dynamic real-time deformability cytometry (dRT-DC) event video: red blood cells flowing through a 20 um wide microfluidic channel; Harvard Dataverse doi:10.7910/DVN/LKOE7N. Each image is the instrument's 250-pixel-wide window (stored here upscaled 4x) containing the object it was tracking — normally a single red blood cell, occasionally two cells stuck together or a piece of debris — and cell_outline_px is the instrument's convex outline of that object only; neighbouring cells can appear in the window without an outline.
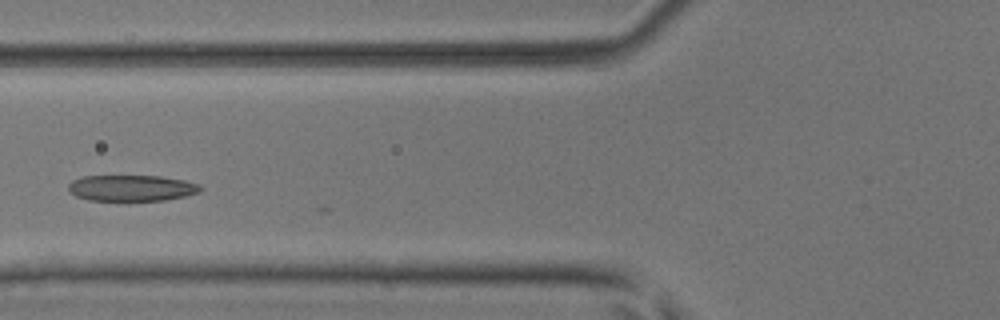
{"species": "common noctule bat (a hibernating species)", "species_latin": "Nyctalus noctula", "temperature_condition": "room temperature", "stored_images_in_passage": 4, "camera_frame_rate_fps": 3000, "um_per_image_px": 0.085, "animal": {"sex": "male", "body_mass_g": 17.9, "forearm_length_mm": 54.2}, "frame": {"image": 1, "passage_image": 4, "time_ms": 1.0, "image_size_px": [1000, 320], "cell_outline_px": [[204, 188], [200, 192], [184, 196], [164, 200], [88, 200], [76, 196], [68, 188], [68, 184], [72, 180], [84, 176], [160, 176], [184, 180], [200, 184]], "centroid_in_image_um": [11.21, 15.97], "position_along_channel_um": 114.6, "area_um2": 20.0}}